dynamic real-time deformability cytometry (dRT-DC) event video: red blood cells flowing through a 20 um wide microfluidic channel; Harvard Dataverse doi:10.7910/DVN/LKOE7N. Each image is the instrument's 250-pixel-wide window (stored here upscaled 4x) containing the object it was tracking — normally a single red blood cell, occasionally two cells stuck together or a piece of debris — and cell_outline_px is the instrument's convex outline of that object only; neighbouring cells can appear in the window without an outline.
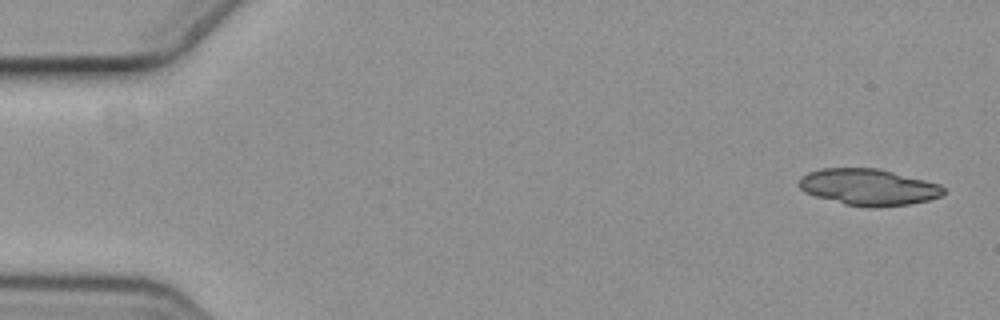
{"species": "common noctule bat (a hibernating species)", "species_latin": "Nyctalus noctula", "temperature_condition": "cold", "stored_images_in_passage": 10, "camera_frame_rate_fps": 3000, "um_per_image_px": 0.085, "animal": {"sex": "female", "body_mass_g": 19.3, "forearm_length_mm": 54.1}, "frame": {"image": 1, "passage_image": 1, "time_ms": 0.0, "image_size_px": [1000, 320], "cell_outline_px": [[944, 192], [940, 196], [928, 200], [908, 204], [876, 208], [868, 208], [844, 204], [816, 196], [804, 192], [800, 188], [800, 180], [808, 172], [820, 168], [880, 168], [940, 184], [944, 188]], "centroid_in_image_um": [73.83, 15.9], "position_along_channel_um": 11.2, "area_um2": 30.69}}
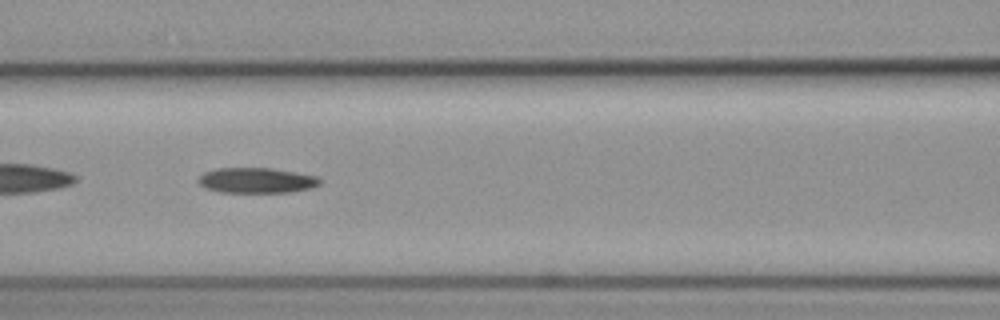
{"frame": {"image": 2, "passage_image": 7, "time_ms": 2.0, "image_size_px": [1000, 320], "cell_outline_px": [[324, 180], [320, 184], [312, 188], [288, 192], [220, 192], [204, 188], [196, 180], [204, 172], [216, 168], [272, 168], [320, 176]], "centroid_in_image_um": [21.84, 15.33], "position_along_channel_um": 144.8, "area_um2": 18.21}}
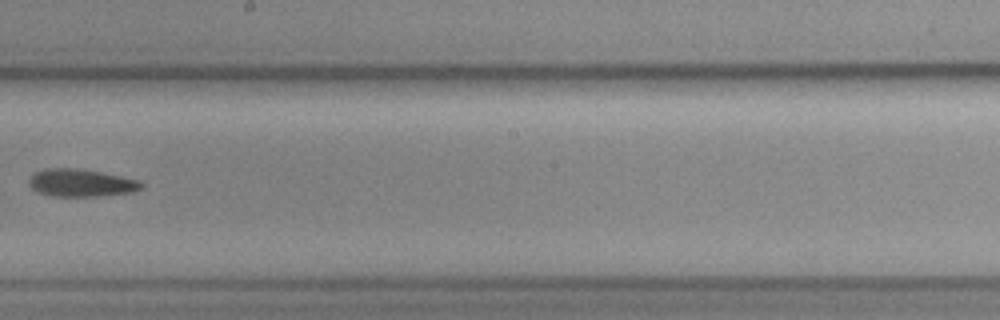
{"frame": {"image": 3, "passage_image": 9, "time_ms": 2.667, "image_size_px": [1000, 320], "cell_outline_px": [[144, 184], [140, 188], [132, 192], [100, 196], [52, 196], [40, 192], [32, 188], [28, 184], [28, 180], [36, 172], [48, 168], [76, 168], [100, 172], [140, 180]], "centroid_in_image_um": [6.9, 15.54], "position_along_channel_um": 241.3, "area_um2": 17.86}}